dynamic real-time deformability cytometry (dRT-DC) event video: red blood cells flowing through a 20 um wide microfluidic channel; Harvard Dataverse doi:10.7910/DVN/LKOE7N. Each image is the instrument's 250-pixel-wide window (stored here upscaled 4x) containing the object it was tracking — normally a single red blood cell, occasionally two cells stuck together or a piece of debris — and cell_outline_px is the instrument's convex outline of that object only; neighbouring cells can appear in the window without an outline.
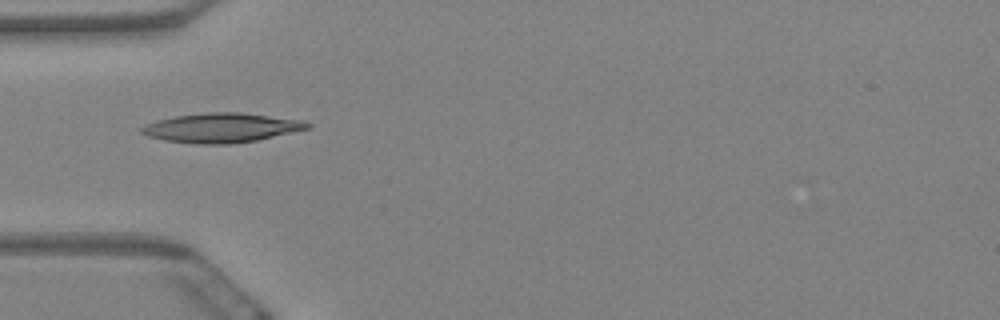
{"species": "Egyptian fruit bat (a non-hibernating species)", "species_latin": "Rousettus aegyptiacus", "temperature_condition": "warm", "stored_images_in_passage": 5, "camera_frame_rate_fps": 3000, "um_per_image_px": 0.085, "animal": {"sex": "female"}, "frame": {"image": 1, "passage_image": 1, "time_ms": 0.0, "image_size_px": [1000, 320], "cell_outline_px": [[312, 128], [256, 140], [228, 144], [200, 144], [164, 140], [148, 136], [140, 132], [140, 128], [144, 124], [156, 120], [176, 116], [208, 112], [240, 112], [300, 120], [312, 124]], "centroid_in_image_um": [18.81, 10.86], "position_along_channel_um": 66.2, "area_um2": 28.32}}
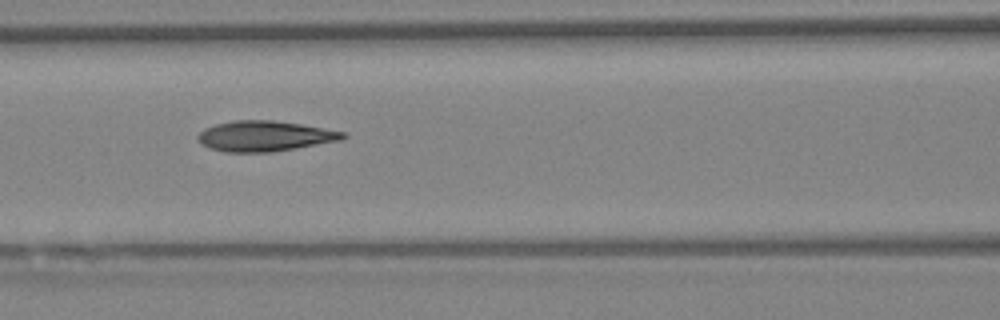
{"frame": {"image": 2, "passage_image": 3, "time_ms": 0.667, "image_size_px": [1000, 320], "cell_outline_px": [[348, 136], [340, 140], [296, 148], [272, 152], [224, 152], [208, 148], [200, 144], [196, 140], [196, 136], [204, 128], [216, 124], [236, 120], [272, 120], [300, 124], [324, 128], [344, 132]], "centroid_in_image_um": [22.44, 11.57], "position_along_channel_um": 144.2, "area_um2": 25.78}}
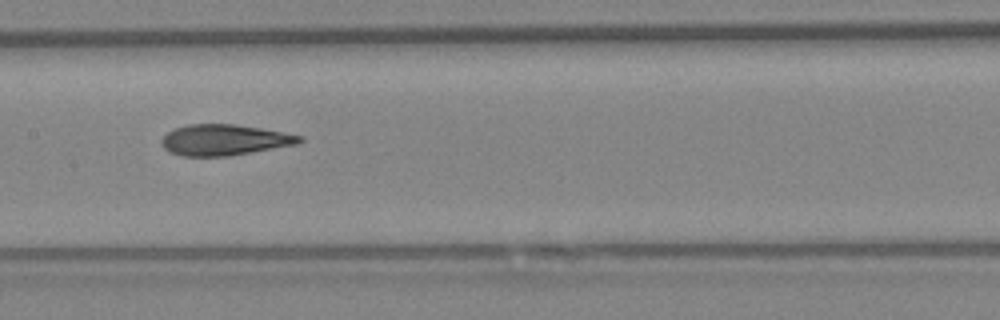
{"frame": {"image": 3, "passage_image": 4, "time_ms": 1.0, "image_size_px": [1000, 320], "cell_outline_px": [[304, 140], [296, 144], [228, 156], [184, 156], [172, 152], [164, 148], [160, 144], [160, 140], [168, 132], [176, 128], [188, 124], [236, 124], [260, 128], [304, 136]], "centroid_in_image_um": [19.06, 11.89], "position_along_channel_um": 188.3, "area_um2": 24.62}}